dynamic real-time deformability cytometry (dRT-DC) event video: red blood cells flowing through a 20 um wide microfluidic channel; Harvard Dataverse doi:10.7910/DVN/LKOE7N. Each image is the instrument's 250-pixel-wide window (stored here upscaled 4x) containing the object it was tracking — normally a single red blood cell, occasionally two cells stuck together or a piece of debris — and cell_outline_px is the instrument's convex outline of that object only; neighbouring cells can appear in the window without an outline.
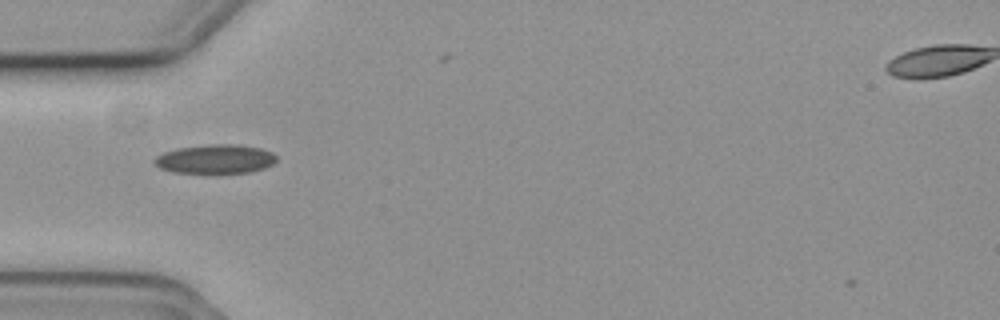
{"species": "common noctule bat (a hibernating species)", "species_latin": "Nyctalus noctula", "temperature_condition": "cold", "stored_images_in_passage": 33, "camera_frame_rate_fps": 3000, "um_per_image_px": 0.085, "animal": {"sex": "female", "body_mass_g": 19.3, "forearm_length_mm": 54.1}, "frame": {"image": 1, "passage_image": 6, "time_ms": 1.667, "image_size_px": [1000, 320], "cell_outline_px": [[276, 160], [272, 164], [264, 168], [248, 172], [172, 172], [160, 168], [152, 160], [156, 156], [164, 152], [176, 148], [208, 144], [236, 144], [260, 148], [272, 152], [276, 156]], "centroid_in_image_um": [18.28, 13.5], "position_along_channel_um": 66.7, "area_um2": 20.46}}
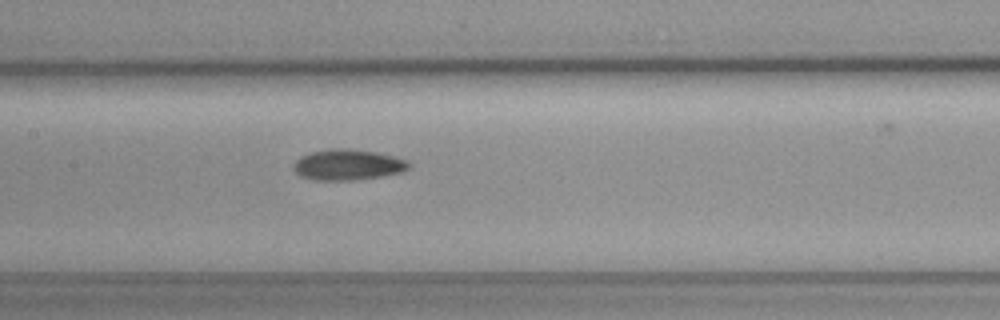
{"frame": {"image": 2, "passage_image": 15, "time_ms": 4.667, "image_size_px": [1000, 320], "cell_outline_px": [[412, 164], [408, 168], [400, 172], [380, 176], [356, 180], [312, 180], [300, 176], [292, 168], [292, 164], [300, 156], [312, 152], [332, 148], [348, 148], [376, 152], [408, 160]], "centroid_in_image_um": [29.53, 14.0], "position_along_channel_um": 177.9, "area_um2": 20.75}}
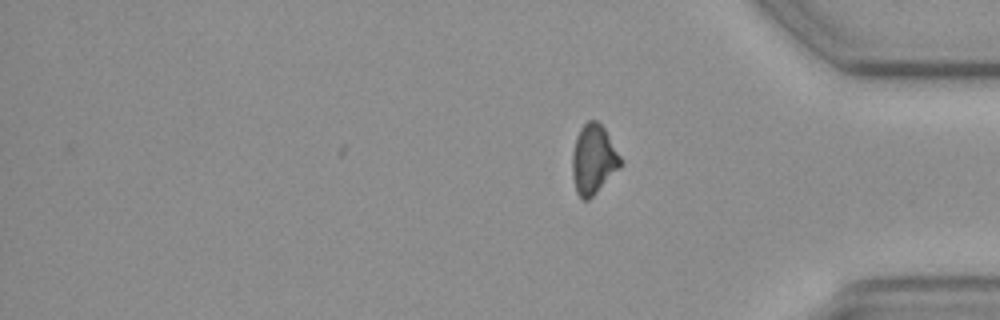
{"frame": {"image": 3, "passage_image": 33, "time_ms": 10.667, "image_size_px": [1000, 320], "cell_outline_px": [[624, 164], [588, 200], [584, 200], [576, 192], [572, 176], [572, 152], [576, 136], [580, 128], [588, 120], [596, 120], [604, 128], [620, 156]], "centroid_in_image_um": [50.43, 13.54], "position_along_channel_um": 384.8, "area_um2": 19.48}}